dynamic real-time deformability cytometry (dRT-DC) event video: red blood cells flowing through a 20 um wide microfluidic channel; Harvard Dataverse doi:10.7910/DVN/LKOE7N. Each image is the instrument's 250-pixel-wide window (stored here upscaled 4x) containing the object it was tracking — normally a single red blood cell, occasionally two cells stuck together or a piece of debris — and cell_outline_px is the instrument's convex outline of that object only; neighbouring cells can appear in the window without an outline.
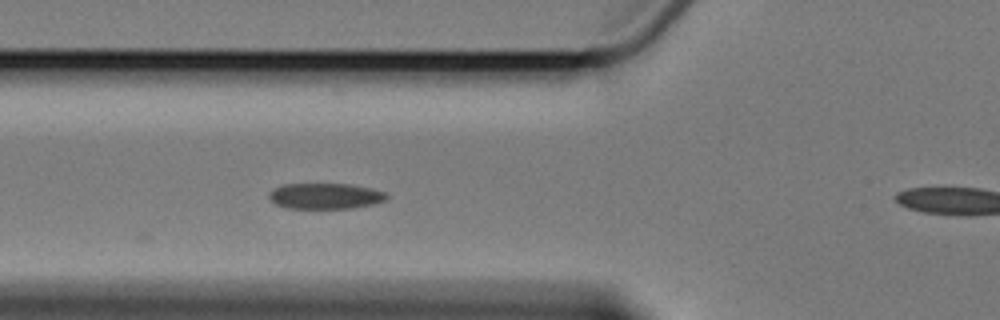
{"species": "Egyptian fruit bat (a non-hibernating species)", "species_latin": "Rousettus aegyptiacus", "temperature_condition": "cold", "stored_images_in_passage": 6, "segment_of_instrument_passage": [1, 2], "camera_frame_rate_fps": 3000, "um_per_image_px": 0.085, "animal": {"sex": "female"}, "frame": {"image": 1, "passage_image": 5, "time_ms": 5.333, "image_size_px": [1000, 320], "cell_outline_px": [[388, 200], [376, 204], [352, 208], [284, 208], [276, 204], [268, 196], [268, 192], [272, 188], [284, 184], [348, 184], [372, 188], [384, 192], [388, 196]], "centroid_in_image_um": [27.66, 16.66], "position_along_channel_um": 98.1, "area_um2": 17.86}}